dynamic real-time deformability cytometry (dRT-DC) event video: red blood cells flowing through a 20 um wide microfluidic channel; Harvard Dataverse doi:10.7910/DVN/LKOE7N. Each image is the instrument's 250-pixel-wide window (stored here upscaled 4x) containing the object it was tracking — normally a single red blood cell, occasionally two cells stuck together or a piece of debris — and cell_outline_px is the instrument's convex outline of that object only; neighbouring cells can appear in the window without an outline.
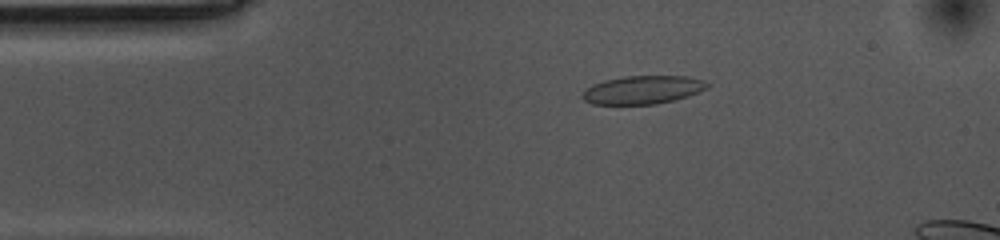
{"species": "common noctule bat (a hibernating species)", "species_latin": "Nyctalus noctula", "temperature_condition": "cold", "stored_images_in_passage": 52, "camera_frame_rate_fps": 3000, "um_per_image_px": 0.085, "animal": {"sex": "female", "body_mass_g": 10.0, "forearm_length_mm": 53.1}, "frame": {"image": 1, "passage_image": 9, "time_ms": 2.667, "image_size_px": [1000, 240], "cell_outline_px": [[708, 88], [688, 96], [656, 104], [592, 104], [584, 100], [580, 96], [592, 84], [604, 80], [624, 76], [688, 76], [704, 80], [708, 84]], "centroid_in_image_um": [54.63, 7.63], "position_along_channel_um": 30.4, "area_um2": 20.52}}
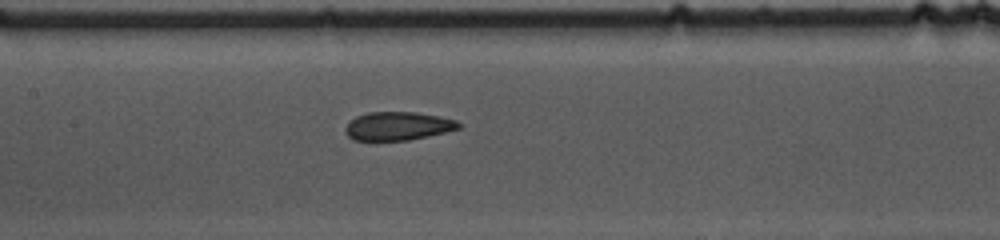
{"frame": {"image": 2, "passage_image": 24, "time_ms": 7.667, "image_size_px": [1000, 240], "cell_outline_px": [[460, 128], [428, 136], [408, 140], [368, 144], [352, 140], [344, 132], [344, 128], [348, 120], [356, 116], [368, 112], [416, 112], [440, 116], [456, 120], [460, 124]], "centroid_in_image_um": [33.69, 10.76], "position_along_channel_um": 173.7, "area_um2": 19.71}}
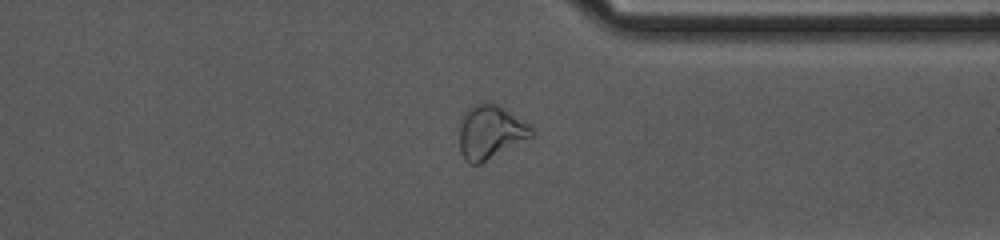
{"frame": {"image": 3, "passage_image": 41, "time_ms": 13.333, "image_size_px": [1000, 240], "cell_outline_px": [[536, 132], [532, 136], [480, 164], [468, 164], [464, 160], [460, 152], [460, 128], [464, 112], [472, 104], [480, 100], [488, 100], [504, 108], [532, 124]], "centroid_in_image_um": [41.69, 11.18], "position_along_channel_um": 369.7, "area_um2": 23.06}, "authors_computed_cell_mechanics": {"area_um2": 20.3456, "velocity_mm_per_s": 3.5449, "shape_relaxation_time_tau1_ms": null, "shape_relaxation_time_tau2_ms": 2.2037, "deformation_change_tau1": null, "deformation_change_tau2": 0.1034}}